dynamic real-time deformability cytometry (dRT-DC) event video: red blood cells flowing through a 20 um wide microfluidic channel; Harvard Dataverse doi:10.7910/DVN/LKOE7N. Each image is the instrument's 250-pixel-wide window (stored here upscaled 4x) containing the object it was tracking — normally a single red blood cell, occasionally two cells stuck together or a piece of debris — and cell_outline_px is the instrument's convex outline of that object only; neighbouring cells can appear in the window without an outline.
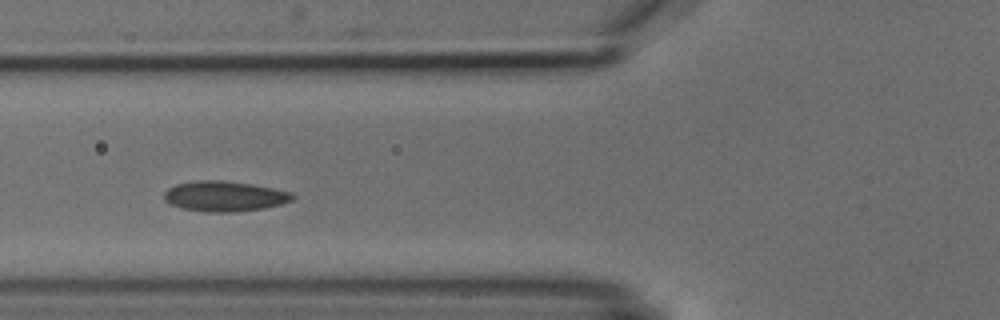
{"species": "common noctule bat (a hibernating species)", "species_latin": "Nyctalus noctula", "temperature_condition": "cold", "stored_images_in_passage": 8, "camera_frame_rate_fps": 3000, "um_per_image_px": 0.085, "animal": {"sex": "male", "body_mass_g": 18.8}, "frame": {"image": 1, "passage_image": 3, "time_ms": 2.667, "image_size_px": [1000, 320], "cell_outline_px": [[296, 196], [292, 200], [280, 204], [264, 208], [236, 212], [204, 212], [180, 208], [168, 204], [164, 200], [164, 192], [168, 188], [176, 184], [196, 180], [224, 180], [252, 184], [292, 192]], "centroid_in_image_um": [19.05, 16.68], "position_along_channel_um": 106.8, "area_um2": 22.95}}
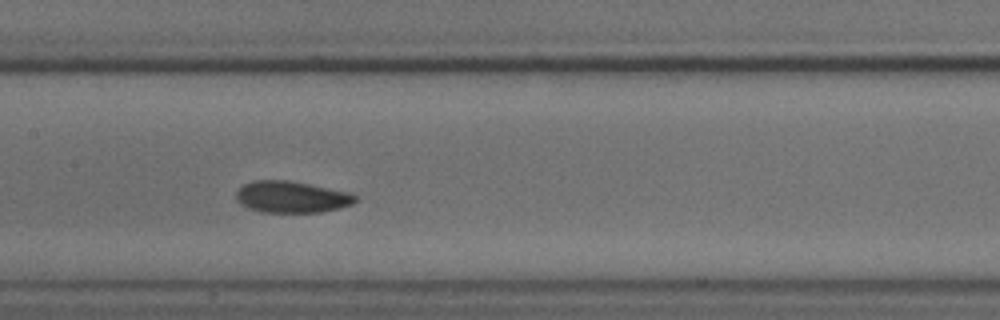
{"frame": {"image": 2, "passage_image": 5, "time_ms": 4.667, "image_size_px": [1000, 320], "cell_outline_px": [[360, 196], [352, 204], [340, 208], [320, 212], [260, 212], [248, 208], [240, 204], [236, 200], [236, 192], [244, 184], [252, 180], [284, 180], [308, 184], [352, 192]], "centroid_in_image_um": [24.8, 16.74], "position_along_channel_um": 182.6, "area_um2": 22.08}}
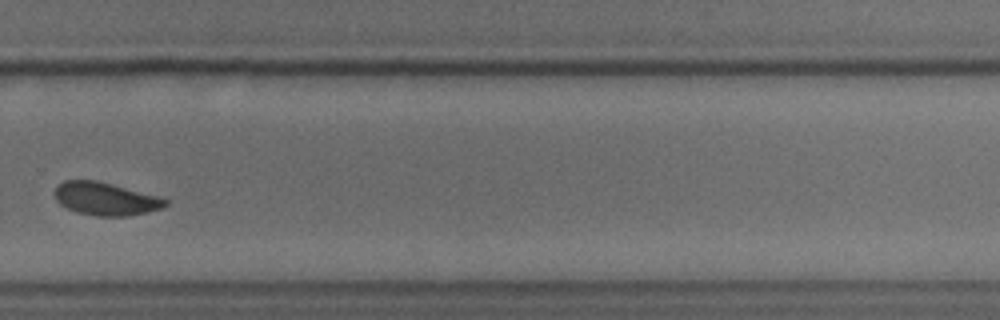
{"frame": {"image": 3, "passage_image": 8, "time_ms": 8.333, "image_size_px": [1000, 320], "cell_outline_px": [[168, 204], [164, 208], [148, 212], [128, 216], [96, 216], [76, 212], [60, 204], [56, 200], [56, 184], [64, 180], [96, 180], [160, 196], [168, 200]], "centroid_in_image_um": [9.0, 16.9], "position_along_channel_um": 320.8, "area_um2": 21.39}}